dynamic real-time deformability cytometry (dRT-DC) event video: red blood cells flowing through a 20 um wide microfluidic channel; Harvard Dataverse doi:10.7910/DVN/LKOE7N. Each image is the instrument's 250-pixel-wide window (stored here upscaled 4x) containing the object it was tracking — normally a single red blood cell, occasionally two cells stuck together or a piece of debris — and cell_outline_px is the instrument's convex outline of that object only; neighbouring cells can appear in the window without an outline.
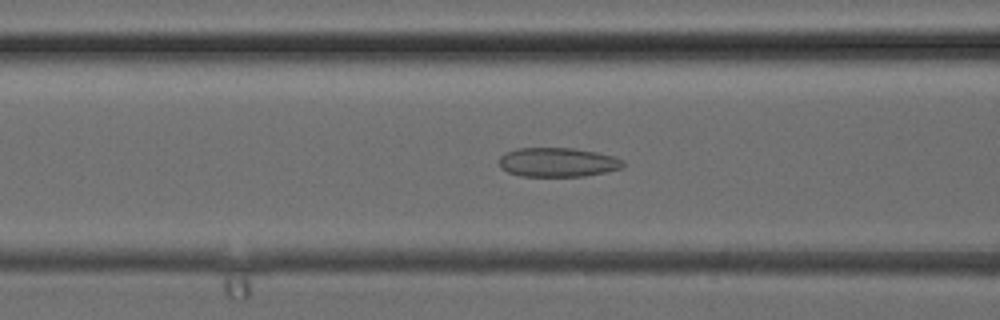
{"species": "common noctule bat (a hibernating species)", "species_latin": "Nyctalus noctula", "temperature_condition": "cold", "stored_images_in_passage": 34, "camera_frame_rate_fps": 3000, "um_per_image_px": 0.085, "animal": {"sex": "female", "body_mass_g": 24.6, "forearm_length_mm": 56.2}, "frame": {"image": 1, "passage_image": 11, "time_ms": 3.333, "image_size_px": [1000, 320], "cell_outline_px": [[624, 164], [620, 168], [604, 172], [584, 176], [520, 176], [508, 172], [500, 168], [500, 156], [504, 152], [516, 148], [572, 148], [596, 152], [616, 156], [624, 160]], "centroid_in_image_um": [47.38, 13.78], "position_along_channel_um": 119.2, "area_um2": 21.15}}
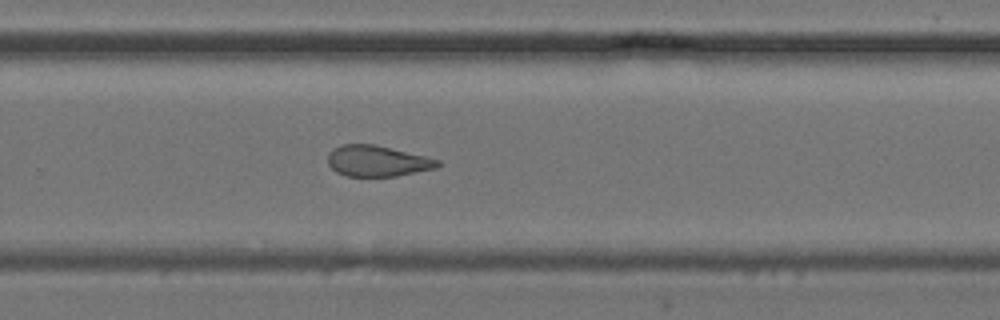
{"frame": {"image": 2, "passage_image": 21, "time_ms": 6.667, "image_size_px": [1000, 320], "cell_outline_px": [[440, 164], [436, 168], [396, 176], [348, 176], [336, 172], [328, 164], [328, 152], [332, 148], [340, 144], [376, 144], [440, 160]], "centroid_in_image_um": [32.03, 13.67], "position_along_channel_um": 297.8, "area_um2": 19.83}}
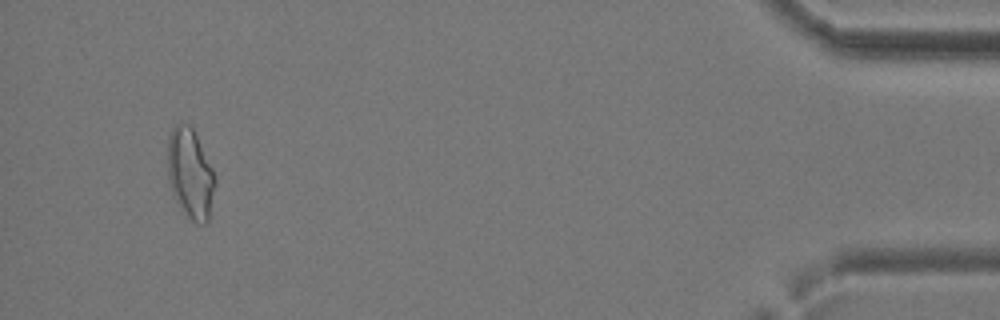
{"frame": {"image": 3, "passage_image": 32, "time_ms": 10.333, "image_size_px": [1000, 320], "cell_outline_px": [[216, 184], [208, 220], [204, 224], [200, 224], [192, 220], [184, 212], [172, 196], [168, 180], [168, 136], [172, 128], [176, 124], [188, 124], [192, 128], [212, 168], [216, 180]], "centroid_in_image_um": [16.16, 14.78], "position_along_channel_um": 419.0, "area_um2": 24.74}}